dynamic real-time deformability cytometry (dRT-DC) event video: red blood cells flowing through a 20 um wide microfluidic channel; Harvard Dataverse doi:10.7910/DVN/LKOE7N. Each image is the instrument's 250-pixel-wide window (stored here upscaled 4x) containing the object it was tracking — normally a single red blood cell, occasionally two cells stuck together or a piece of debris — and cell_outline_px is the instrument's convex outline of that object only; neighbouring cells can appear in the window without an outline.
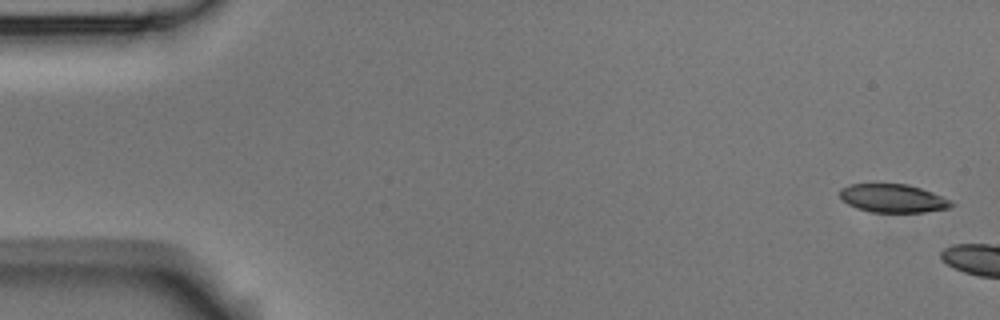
{"species": "Egyptian fruit bat (a non-hibernating species)", "species_latin": "Rousettus aegyptiacus", "temperature_condition": "room temperature", "stored_images_in_passage": 2, "camera_frame_rate_fps": 3000, "um_per_image_px": 0.085, "animal": {"sex": "male"}, "frame": {"image": 1, "passage_image": 1, "time_ms": 0.0, "image_size_px": [1000, 320], "cell_outline_px": [[956, 204], [948, 208], [924, 212], [872, 212], [856, 208], [848, 204], [840, 196], [840, 188], [852, 184], [908, 184], [932, 192], [952, 200]], "centroid_in_image_um": [75.93, 16.86], "position_along_channel_um": 9.1, "area_um2": 18.38}}